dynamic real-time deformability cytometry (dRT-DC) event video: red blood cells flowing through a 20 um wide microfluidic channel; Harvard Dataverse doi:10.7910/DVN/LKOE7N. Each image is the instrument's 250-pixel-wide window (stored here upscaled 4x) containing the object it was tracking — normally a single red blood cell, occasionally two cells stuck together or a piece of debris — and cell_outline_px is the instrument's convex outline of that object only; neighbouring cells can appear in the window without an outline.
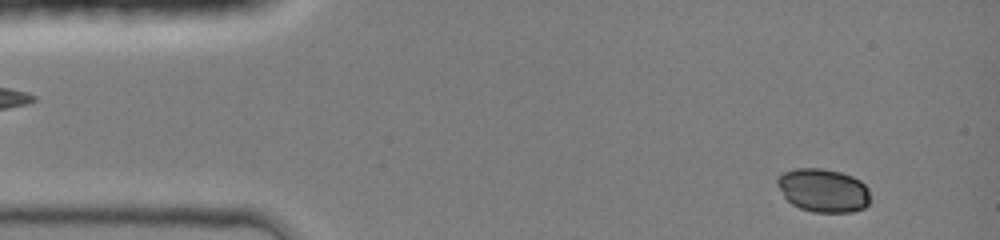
{"species": "common noctule bat (a hibernating species)", "species_latin": "Nyctalus noctula", "temperature_condition": "room temperature", "stored_images_in_passage": 41, "camera_frame_rate_fps": 3000, "um_per_image_px": 0.085, "animal": {"sex": "female", "body_mass_g": 19.0, "forearm_length_mm": 51.5}, "frame": {"image": 1, "passage_image": 3, "time_ms": 0.667, "image_size_px": [1000, 240], "cell_outline_px": [[868, 204], [864, 208], [852, 212], [812, 212], [800, 208], [792, 204], [784, 196], [776, 184], [776, 180], [780, 172], [796, 168], [824, 168], [840, 172], [852, 176], [860, 180], [868, 188]], "centroid_in_image_um": [69.94, 16.17], "position_along_channel_um": 15.1, "area_um2": 23.7}}
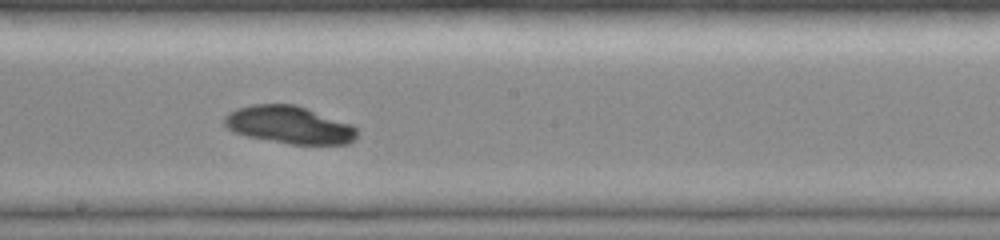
{"frame": {"image": 2, "passage_image": 24, "time_ms": 7.667, "image_size_px": [1000, 240], "cell_outline_px": [[360, 132], [348, 144], [288, 144], [248, 136], [232, 132], [224, 124], [224, 116], [228, 112], [236, 108], [252, 104], [296, 104], [352, 124]], "centroid_in_image_um": [24.58, 10.61], "position_along_channel_um": 223.6, "area_um2": 29.25}}
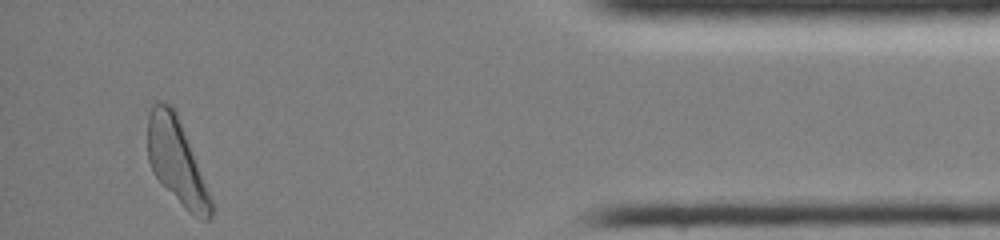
{"frame": {"image": 3, "passage_image": 41, "time_ms": 13.333, "image_size_px": [1000, 240], "cell_outline_px": [[216, 208], [212, 220], [200, 220], [188, 212], [184, 208], [152, 172], [148, 160], [148, 116], [152, 104], [168, 104], [176, 112], [180, 120], [216, 204]], "centroid_in_image_um": [15.1, 13.83], "position_along_channel_um": 420.1, "area_um2": 31.85}}